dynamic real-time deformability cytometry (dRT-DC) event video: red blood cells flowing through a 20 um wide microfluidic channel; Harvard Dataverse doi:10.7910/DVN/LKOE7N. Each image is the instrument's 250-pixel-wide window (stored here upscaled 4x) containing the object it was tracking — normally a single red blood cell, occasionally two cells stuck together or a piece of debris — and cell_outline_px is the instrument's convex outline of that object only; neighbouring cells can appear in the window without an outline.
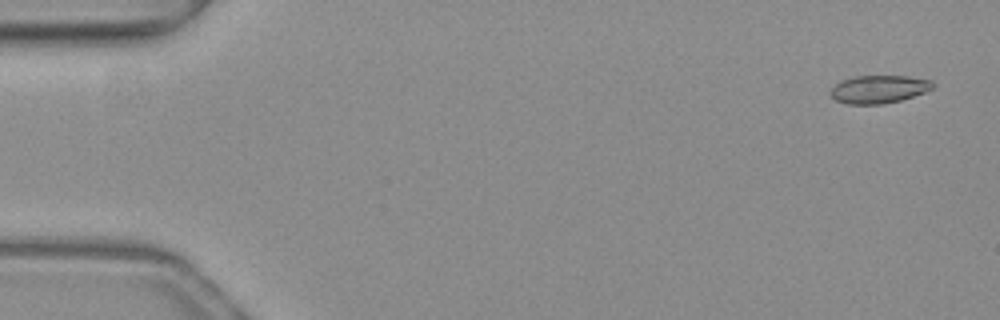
{"species": "common noctule bat (a hibernating species)", "species_latin": "Nyctalus noctula", "temperature_condition": "warm", "stored_images_in_passage": 52, "camera_frame_rate_fps": 3000, "um_per_image_px": 0.085, "animal": {"sex": "female", "body_mass_g": 19.3, "forearm_length_mm": 54.1}, "frame": {"image": 1, "passage_image": 3, "time_ms": 0.667, "image_size_px": [1000, 320], "cell_outline_px": [[936, 84], [932, 88], [924, 92], [900, 100], [884, 104], [848, 104], [836, 100], [828, 92], [840, 80], [856, 76], [908, 76], [932, 80]], "centroid_in_image_um": [74.7, 7.57], "position_along_channel_um": 10.3, "area_um2": 16.65}}
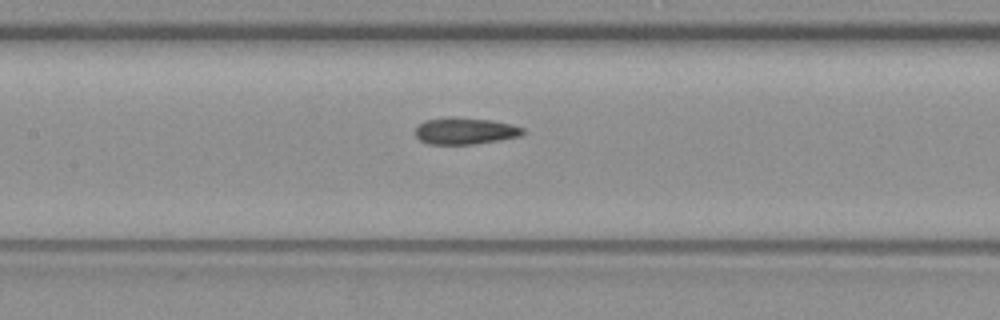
{"frame": {"image": 2, "passage_image": 25, "time_ms": 8.0, "image_size_px": [1000, 320], "cell_outline_px": [[524, 132], [520, 136], [500, 140], [472, 144], [428, 144], [420, 140], [416, 136], [416, 128], [424, 120], [448, 116], [456, 116], [492, 120], [512, 124], [524, 128]], "centroid_in_image_um": [39.53, 11.11], "position_along_channel_um": 167.9, "area_um2": 16.94}}
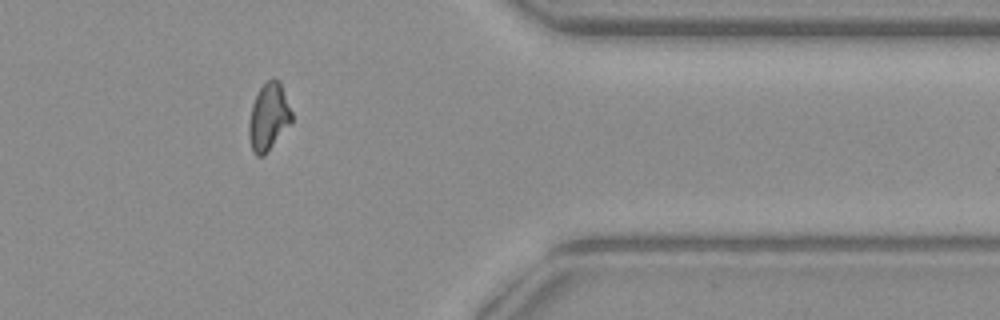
{"frame": {"image": 3, "passage_image": 43, "time_ms": 14.0, "image_size_px": [1000, 320], "cell_outline_px": [[292, 120], [268, 152], [264, 156], [256, 156], [252, 152], [248, 136], [248, 124], [252, 104], [260, 88], [272, 76], [280, 80], [292, 112]], "centroid_in_image_um": [22.81, 9.94], "position_along_channel_um": 388.6, "area_um2": 16.88}, "authors_computed_cell_mechanics": {"area_um2": 16.8776, "velocity_mm_per_s": 4.0112, "shape_relaxation_time_tau1_ms": null, "shape_relaxation_time_tau2_ms": 2.1039, "deformation_change_tau1": null, "deformation_change_tau2": 0.097}}